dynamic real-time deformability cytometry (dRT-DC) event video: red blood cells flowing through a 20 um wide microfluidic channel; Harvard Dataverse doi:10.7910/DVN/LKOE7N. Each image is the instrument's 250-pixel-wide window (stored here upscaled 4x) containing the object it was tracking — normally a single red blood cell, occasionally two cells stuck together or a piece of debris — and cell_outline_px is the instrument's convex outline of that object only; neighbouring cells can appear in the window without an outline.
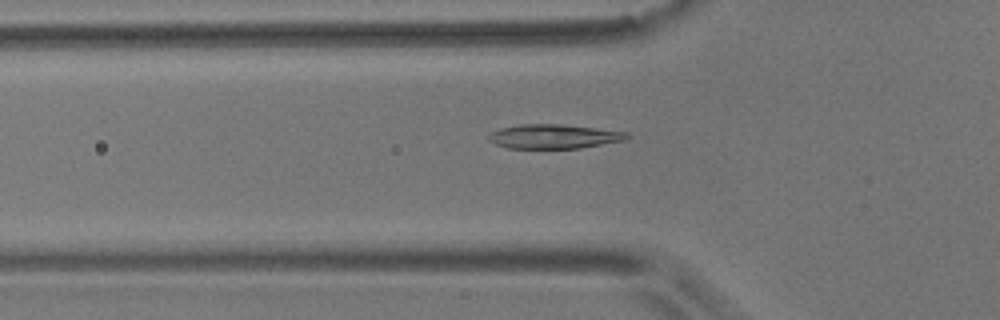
{"species": "common noctule bat (a hibernating species)", "species_latin": "Nyctalus noctula", "temperature_condition": "room temperature", "stored_images_in_passage": 55, "camera_frame_rate_fps": 3000, "um_per_image_px": 0.085, "animal": {"sex": "male", "body_mass_g": 17.9}, "frame": {"image": 1, "passage_image": 18, "time_ms": 5.667, "image_size_px": [1000, 320], "cell_outline_px": [[632, 136], [624, 140], [580, 148], [508, 148], [496, 144], [488, 140], [488, 136], [492, 132], [500, 128], [520, 124], [560, 124], [628, 132]], "centroid_in_image_um": [47.08, 11.59], "position_along_channel_um": 78.7, "area_um2": 19.42}}
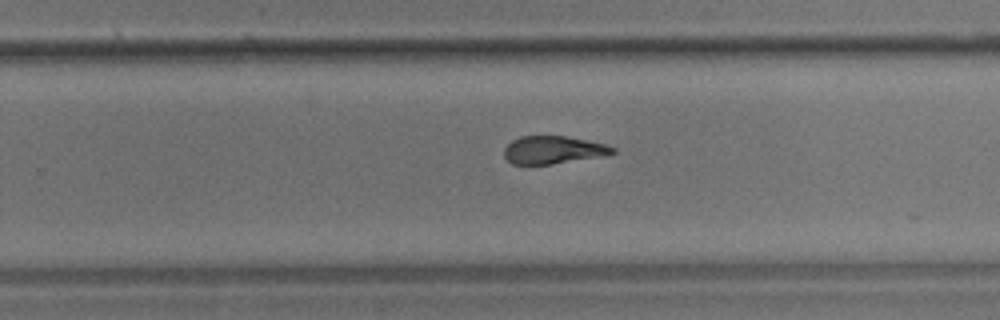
{"frame": {"image": 2, "passage_image": 35, "time_ms": 11.333, "image_size_px": [1000, 320], "cell_outline_px": [[616, 152], [604, 156], [552, 164], [512, 164], [504, 156], [504, 148], [512, 140], [520, 136], [564, 136], [604, 144], [616, 148]], "centroid_in_image_um": [47.01, 12.75], "position_along_channel_um": 282.8, "area_um2": 17.46}}
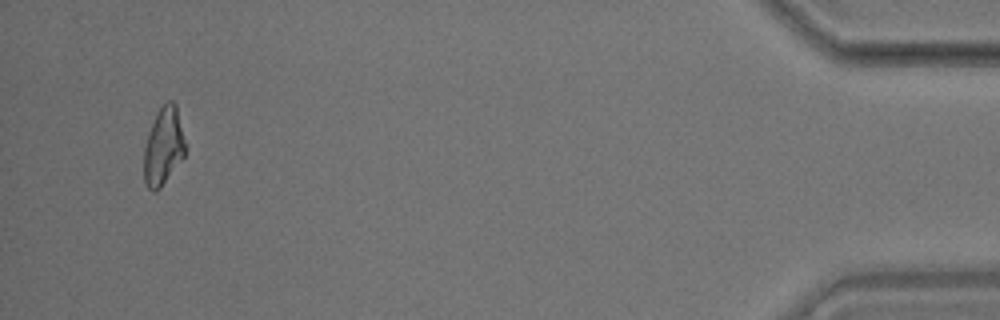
{"frame": {"image": 3, "passage_image": 53, "time_ms": 17.333, "image_size_px": [1000, 320], "cell_outline_px": [[184, 156], [160, 188], [156, 192], [148, 188], [144, 184], [144, 148], [148, 132], [156, 112], [168, 100], [172, 100], [176, 104], [184, 140]], "centroid_in_image_um": [13.86, 12.44], "position_along_channel_um": 421.3, "area_um2": 18.5}, "authors_computed_cell_mechanics": {"area_um2": 19.3052, "velocity_mm_per_s": 3.5909, "shape_relaxation_time_tau1_ms": 5.6308, "shape_relaxation_time_tau2_ms": 1.984, "deformation_change_tau1": 0.1864, "deformation_change_tau2": 0.0845}}